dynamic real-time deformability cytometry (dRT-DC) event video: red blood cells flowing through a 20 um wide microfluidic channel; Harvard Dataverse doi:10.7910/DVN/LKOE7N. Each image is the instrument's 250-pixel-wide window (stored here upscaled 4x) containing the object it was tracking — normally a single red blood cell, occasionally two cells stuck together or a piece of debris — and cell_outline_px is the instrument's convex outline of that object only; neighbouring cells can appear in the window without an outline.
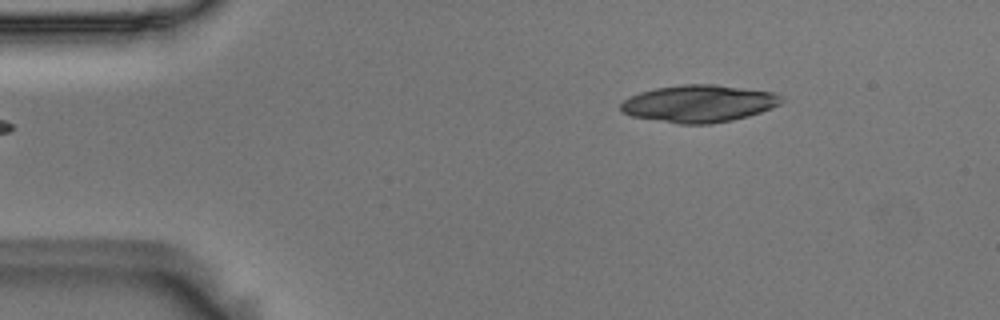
{"species": "Egyptian fruit bat (a non-hibernating species)", "species_latin": "Rousettus aegyptiacus", "temperature_condition": "room temperature", "stored_images_in_passage": 4, "camera_frame_rate_fps": 3000, "um_per_image_px": 0.085, "animal": {"sex": "male"}, "frame": {"image": 1, "passage_image": 4, "time_ms": 1.0, "image_size_px": [1000, 320], "cell_outline_px": [[784, 100], [780, 104], [772, 108], [748, 116], [732, 120], [712, 124], [680, 124], [632, 116], [620, 112], [620, 104], [628, 96], [640, 92], [656, 88], [684, 84], [716, 84], [776, 92], [784, 96]], "centroid_in_image_um": [59.43, 8.8], "position_along_channel_um": 25.6, "area_um2": 35.2}}